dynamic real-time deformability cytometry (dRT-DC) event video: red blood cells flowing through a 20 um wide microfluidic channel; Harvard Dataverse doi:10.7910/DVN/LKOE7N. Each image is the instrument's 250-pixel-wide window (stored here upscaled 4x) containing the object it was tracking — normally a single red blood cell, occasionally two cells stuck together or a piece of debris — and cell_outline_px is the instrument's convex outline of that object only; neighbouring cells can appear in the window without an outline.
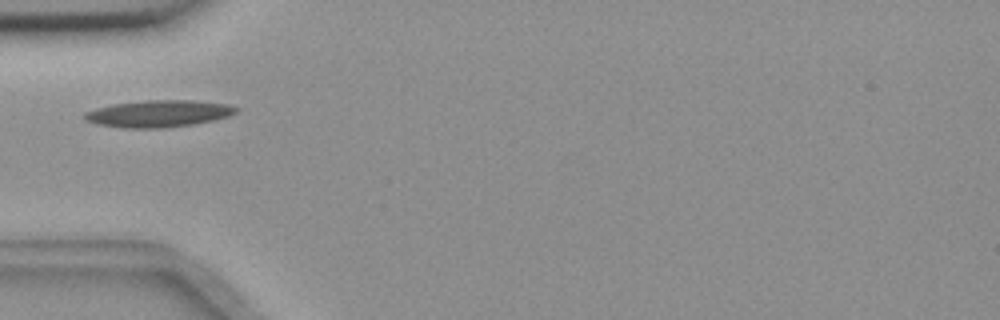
{"species": "common noctule bat (a hibernating species)", "species_latin": "Nyctalus noctula", "temperature_condition": "room temperature", "stored_images_in_passage": 2, "camera_frame_rate_fps": 3000, "um_per_image_px": 0.085, "animal": {"sex": "female", "body_mass_g": 18.4}, "frame": {"image": 1, "passage_image": 1, "time_ms": 0.0, "image_size_px": [1000, 320], "cell_outline_px": [[240, 108], [236, 112], [228, 116], [212, 120], [192, 124], [160, 128], [124, 128], [96, 124], [84, 120], [84, 112], [96, 108], [112, 104], [144, 100], [192, 100], [228, 104]], "centroid_in_image_um": [13.44, 9.65], "position_along_channel_um": 71.6, "area_um2": 23.76}}